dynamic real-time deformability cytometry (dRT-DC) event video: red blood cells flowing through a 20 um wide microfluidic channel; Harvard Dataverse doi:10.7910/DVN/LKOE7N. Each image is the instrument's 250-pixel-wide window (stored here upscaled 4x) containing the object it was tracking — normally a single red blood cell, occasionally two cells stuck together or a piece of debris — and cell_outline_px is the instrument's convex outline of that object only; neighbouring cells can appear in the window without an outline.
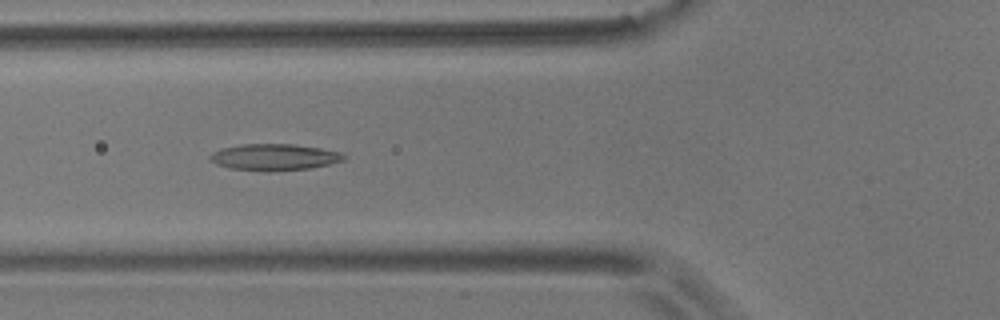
{"species": "common noctule bat (a hibernating species)", "species_latin": "Nyctalus noctula", "temperature_condition": "room temperature", "stored_images_in_passage": 11, "camera_frame_rate_fps": 3000, "um_per_image_px": 0.085, "animal": {"sex": "male", "body_mass_g": 17.9}, "frame": {"image": 1, "passage_image": 7, "time_ms": 2.0, "image_size_px": [1000, 320], "cell_outline_px": [[348, 156], [344, 160], [312, 168], [268, 172], [228, 168], [216, 164], [208, 156], [212, 152], [220, 148], [240, 144], [296, 144], [320, 148], [340, 152]], "centroid_in_image_um": [23.3, 13.36], "position_along_channel_um": 102.5, "area_um2": 20.92}}